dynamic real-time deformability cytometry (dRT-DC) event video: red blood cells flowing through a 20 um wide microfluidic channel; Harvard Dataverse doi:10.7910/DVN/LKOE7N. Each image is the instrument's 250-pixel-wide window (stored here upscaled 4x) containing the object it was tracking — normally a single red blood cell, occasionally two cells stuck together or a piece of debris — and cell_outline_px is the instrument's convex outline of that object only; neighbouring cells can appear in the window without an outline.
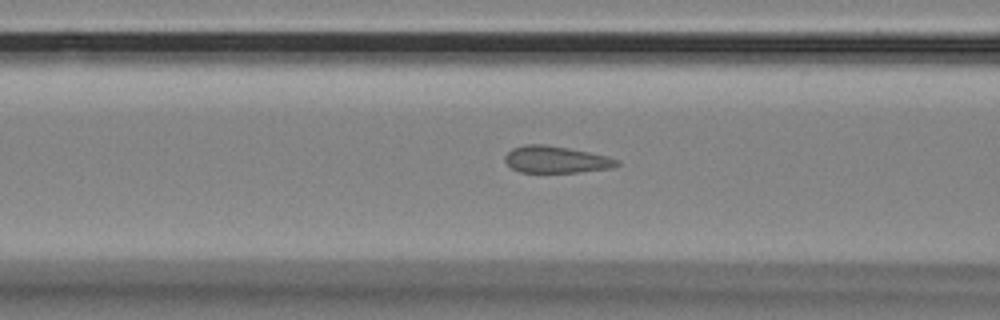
{"species": "Egyptian fruit bat (a non-hibernating species)", "species_latin": "Rousettus aegyptiacus", "temperature_condition": "room temperature", "stored_images_in_passage": 42, "camera_frame_rate_fps": 3000, "um_per_image_px": 0.085, "animal": {"sex": "female"}, "frame": {"image": 1, "passage_image": 17, "time_ms": 5.333, "image_size_px": [1000, 320], "cell_outline_px": [[620, 164], [612, 168], [576, 172], [520, 172], [512, 168], [504, 160], [504, 156], [512, 148], [524, 144], [544, 144], [568, 148], [608, 156], [620, 160]], "centroid_in_image_um": [47.26, 13.55], "position_along_channel_um": 119.3, "area_um2": 17.51}}
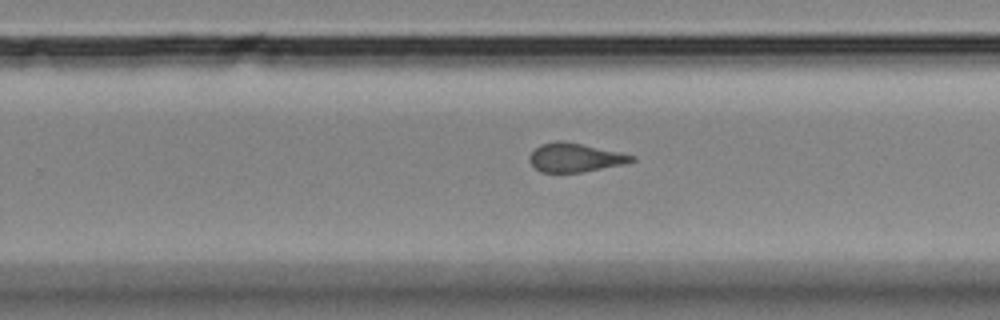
{"frame": {"image": 2, "passage_image": 31, "time_ms": 10.0, "image_size_px": [1000, 320], "cell_outline_px": [[636, 160], [620, 164], [580, 172], [540, 172], [528, 160], [528, 156], [540, 144], [556, 140], [564, 140], [636, 156]], "centroid_in_image_um": [48.82, 13.37], "position_along_channel_um": 281.0, "area_um2": 16.88}}
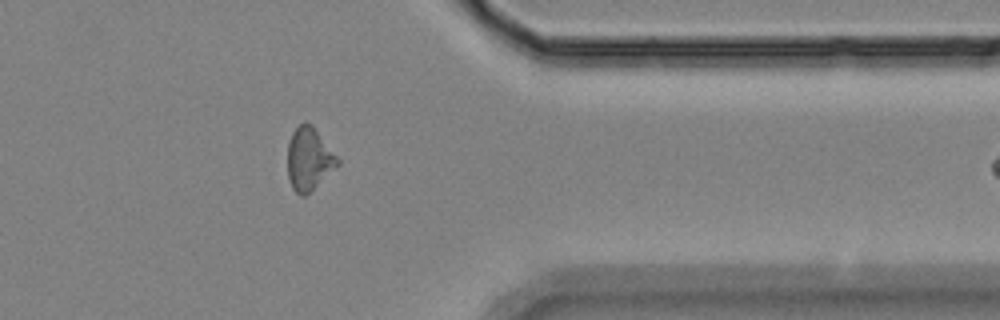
{"frame": {"image": 3, "passage_image": 41, "time_ms": 13.333, "image_size_px": [1000, 320], "cell_outline_px": [[340, 164], [304, 196], [300, 196], [292, 188], [288, 180], [288, 140], [292, 132], [304, 120], [312, 124], [340, 160]], "centroid_in_image_um": [26.25, 13.49], "position_along_channel_um": 385.2, "area_um2": 18.26}}